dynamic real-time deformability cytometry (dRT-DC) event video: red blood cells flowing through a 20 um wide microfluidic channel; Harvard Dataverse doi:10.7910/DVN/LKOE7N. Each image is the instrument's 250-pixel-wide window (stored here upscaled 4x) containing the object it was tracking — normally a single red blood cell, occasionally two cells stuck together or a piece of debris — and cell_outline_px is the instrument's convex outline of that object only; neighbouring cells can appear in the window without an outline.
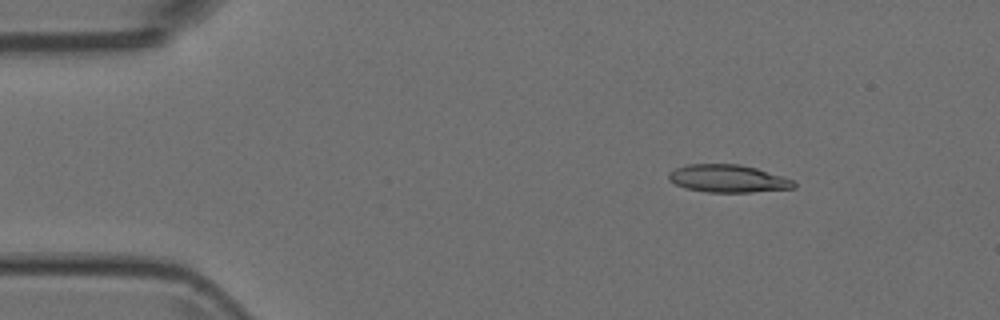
{"species": "Egyptian fruit bat (a non-hibernating species)", "species_latin": "Rousettus aegyptiacus", "temperature_condition": "room temperature", "stored_images_in_passage": 4, "camera_frame_rate_fps": 3000, "um_per_image_px": 0.085, "animal": {"sex": "female"}, "frame": {"image": 1, "passage_image": 1, "time_ms": 0.0, "image_size_px": [1000, 320], "cell_outline_px": [[796, 188], [752, 192], [708, 192], [684, 188], [668, 180], [668, 172], [676, 168], [688, 164], [740, 164], [756, 168], [792, 180], [796, 184]], "centroid_in_image_um": [61.84, 15.18], "position_along_channel_um": 23.2, "area_um2": 20.11}}
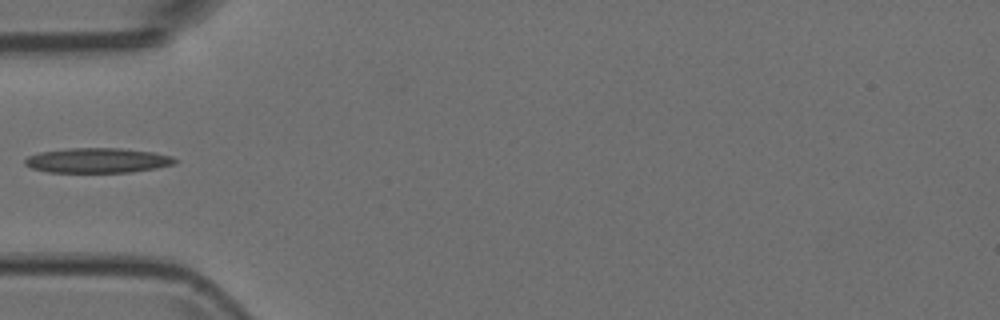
{"frame": {"image": 2, "passage_image": 4, "time_ms": 1.0, "image_size_px": [1000, 320], "cell_outline_px": [[176, 164], [156, 168], [132, 172], [48, 172], [32, 168], [24, 164], [24, 160], [28, 156], [40, 152], [68, 148], [120, 148], [152, 152], [172, 156], [176, 160]], "centroid_in_image_um": [8.29, 13.63], "position_along_channel_um": 76.7, "area_um2": 21.73}}